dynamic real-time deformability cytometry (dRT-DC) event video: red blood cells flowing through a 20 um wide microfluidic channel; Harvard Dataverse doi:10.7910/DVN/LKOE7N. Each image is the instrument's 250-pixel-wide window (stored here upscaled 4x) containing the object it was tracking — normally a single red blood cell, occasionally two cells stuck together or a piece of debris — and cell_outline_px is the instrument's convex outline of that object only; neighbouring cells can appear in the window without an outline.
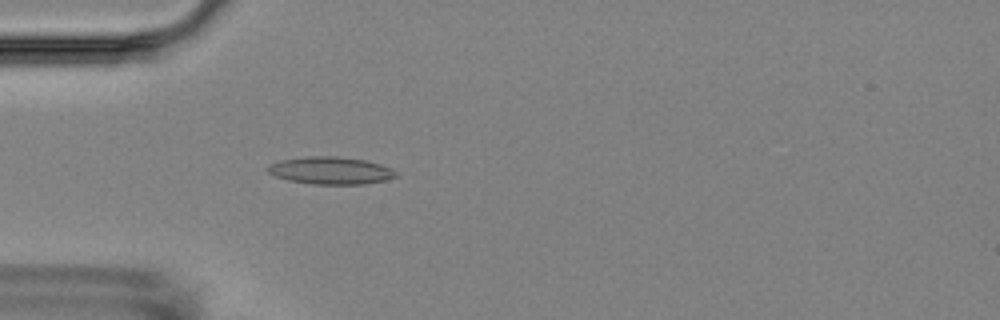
{"species": "Egyptian fruit bat (a non-hibernating species)", "species_latin": "Rousettus aegyptiacus", "temperature_condition": "room temperature", "stored_images_in_passage": 4, "camera_frame_rate_fps": 3000, "um_per_image_px": 0.085, "animal": {"sex": "female"}, "frame": {"image": 1, "passage_image": 4, "time_ms": 3.333, "image_size_px": [1000, 320], "cell_outline_px": [[400, 176], [384, 180], [364, 184], [312, 184], [288, 180], [276, 176], [268, 172], [268, 164], [280, 160], [304, 156], [336, 156], [364, 160], [380, 164], [392, 168]], "centroid_in_image_um": [28.11, 14.49], "position_along_channel_um": 56.9, "area_um2": 20.52}}